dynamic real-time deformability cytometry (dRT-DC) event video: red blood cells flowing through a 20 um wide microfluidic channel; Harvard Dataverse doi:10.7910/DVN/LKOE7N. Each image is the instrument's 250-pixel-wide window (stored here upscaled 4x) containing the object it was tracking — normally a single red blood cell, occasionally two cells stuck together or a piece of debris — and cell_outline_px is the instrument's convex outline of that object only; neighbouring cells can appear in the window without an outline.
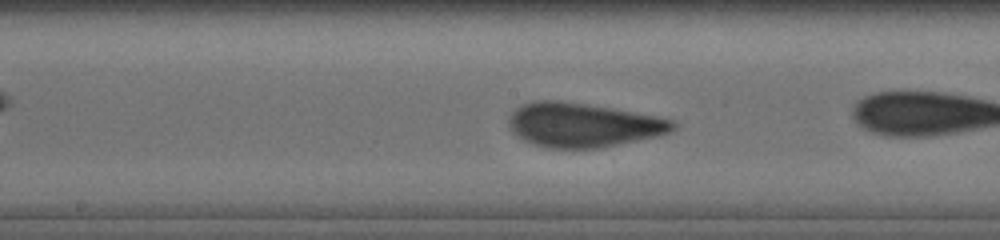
{"species": "human", "species_latin": "Homo sapiens", "temperature_condition": "cold", "stored_images_in_passage": 36, "camera_frame_rate_fps": 3000, "um_per_image_px": 0.085, "donor": {"sex": "male"}, "frame": {"image": 1, "passage_image": 21, "time_ms": 6.667, "image_size_px": [1000, 240], "cell_outline_px": [[680, 124], [676, 128], [660, 136], [604, 148], [548, 148], [532, 144], [516, 136], [508, 128], [508, 120], [512, 112], [516, 108], [532, 100], [560, 100], [612, 108], [656, 116], [676, 120]], "centroid_in_image_um": [49.58, 10.63], "position_along_channel_um": 198.6, "area_um2": 42.89}}